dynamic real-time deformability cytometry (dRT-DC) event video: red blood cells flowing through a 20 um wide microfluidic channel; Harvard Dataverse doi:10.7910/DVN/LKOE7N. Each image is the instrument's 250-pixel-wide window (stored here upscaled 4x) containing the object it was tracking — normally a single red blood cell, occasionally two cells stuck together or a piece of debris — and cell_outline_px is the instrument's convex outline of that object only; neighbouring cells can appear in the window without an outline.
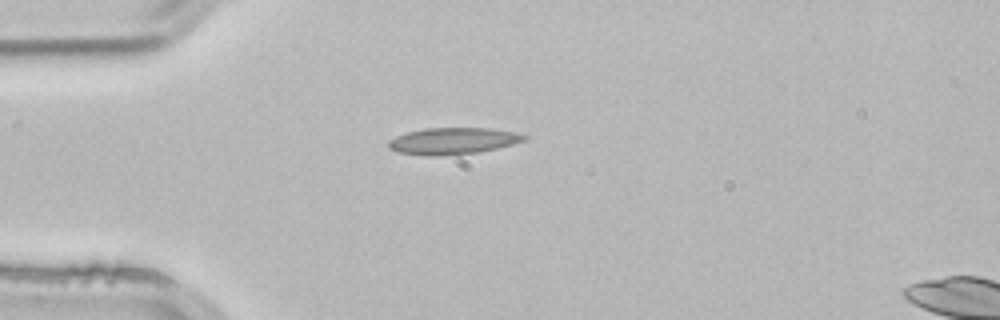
{"species": "common noctule bat (a hibernating species)", "species_latin": "Nyctalus noctula", "temperature_condition": "room temperature", "stored_images_in_passage": 2, "camera_frame_rate_fps": 3000, "um_per_image_px": 0.085, "animal": {"sex": "male", "body_mass_g": 21.5, "forearm_length_mm": 52.0}, "frame": {"image": 1, "passage_image": 1, "time_ms": 0.0, "image_size_px": [1000, 320], "cell_outline_px": [[528, 136], [524, 140], [512, 144], [480, 152], [440, 156], [424, 156], [396, 152], [388, 148], [388, 140], [396, 136], [408, 132], [424, 128], [488, 128], [512, 132]], "centroid_in_image_um": [38.42, 11.99], "position_along_channel_um": 46.6, "area_um2": 21.04}}